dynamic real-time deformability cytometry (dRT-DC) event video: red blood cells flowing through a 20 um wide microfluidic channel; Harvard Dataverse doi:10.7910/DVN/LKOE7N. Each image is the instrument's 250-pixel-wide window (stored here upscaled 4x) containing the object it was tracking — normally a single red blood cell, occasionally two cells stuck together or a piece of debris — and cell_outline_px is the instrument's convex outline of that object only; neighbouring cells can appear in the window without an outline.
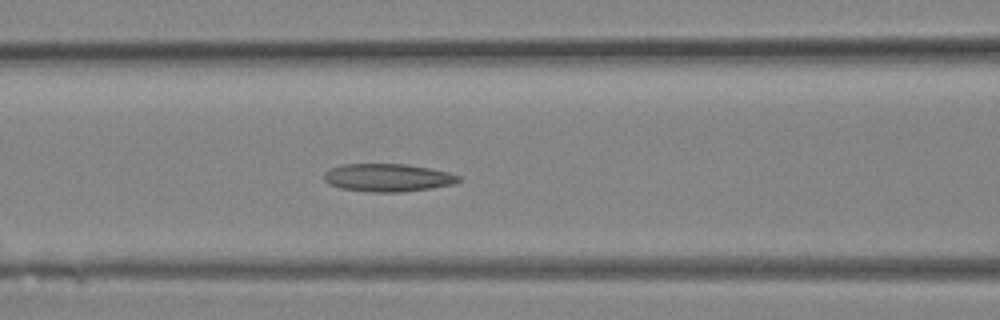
{"species": "Egyptian fruit bat (a non-hibernating species)", "species_latin": "Rousettus aegyptiacus", "temperature_condition": "room temperature", "stored_images_in_passage": 14, "camera_frame_rate_fps": 3000, "um_per_image_px": 0.085, "animal": {"sex": "female"}, "frame": {"image": 1, "passage_image": 12, "time_ms": 3.667, "image_size_px": [1000, 320], "cell_outline_px": [[460, 180], [452, 184], [404, 192], [372, 192], [340, 188], [328, 184], [324, 180], [324, 172], [332, 168], [344, 164], [404, 164], [428, 168], [448, 172], [460, 176]], "centroid_in_image_um": [32.92, 15.1], "position_along_channel_um": 133.7, "area_um2": 21.68}}
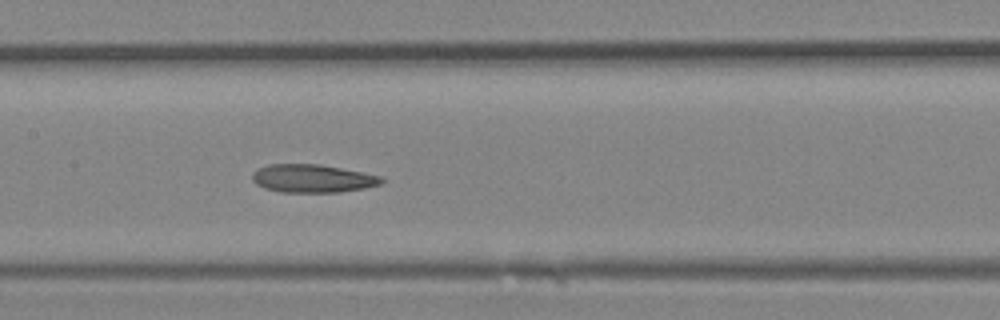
{"frame": {"image": 2, "passage_image": 14, "time_ms": 4.333, "image_size_px": [1000, 320], "cell_outline_px": [[384, 180], [380, 184], [364, 188], [340, 192], [280, 192], [264, 188], [256, 184], [252, 180], [252, 176], [260, 168], [268, 164], [320, 164], [384, 176]], "centroid_in_image_um": [26.59, 15.17], "position_along_channel_um": 180.8, "area_um2": 21.15}}